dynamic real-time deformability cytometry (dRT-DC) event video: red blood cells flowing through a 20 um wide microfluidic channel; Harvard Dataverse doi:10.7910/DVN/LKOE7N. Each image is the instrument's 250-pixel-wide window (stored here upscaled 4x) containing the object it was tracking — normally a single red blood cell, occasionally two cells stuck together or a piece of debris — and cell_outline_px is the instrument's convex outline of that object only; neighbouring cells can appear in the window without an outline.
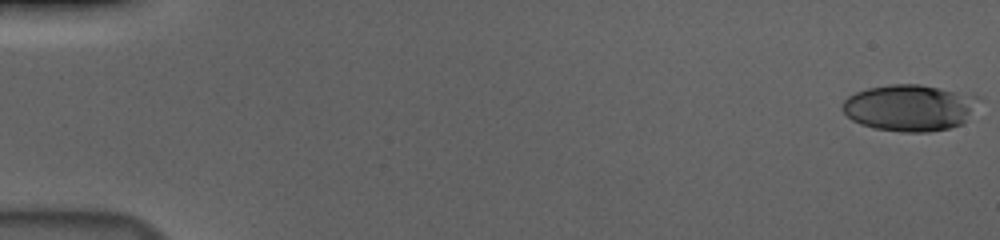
{"species": "human", "species_latin": "Homo sapiens", "temperature_condition": "cold", "stored_images_in_passage": 57, "camera_frame_rate_fps": 3000, "um_per_image_px": 0.085, "donor": {"sex": "male"}, "frame": {"image": 1, "passage_image": 1, "time_ms": 0.0, "image_size_px": [1000, 240], "cell_outline_px": [[984, 96], [964, 120], [960, 124], [948, 128], [928, 132], [904, 132], [876, 128], [860, 124], [852, 120], [840, 108], [844, 100], [848, 96], [856, 92], [868, 88], [892, 84], [920, 84]], "centroid_in_image_um": [77.32, 9.14], "position_along_channel_um": 7.7, "area_um2": 36.93}}
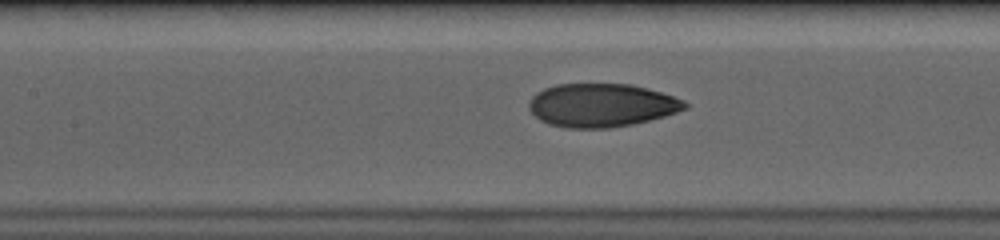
{"frame": {"image": 2, "passage_image": 27, "time_ms": 8.667, "image_size_px": [1000, 240], "cell_outline_px": [[688, 108], [664, 116], [632, 124], [608, 128], [564, 128], [548, 124], [540, 120], [528, 108], [528, 100], [536, 92], [544, 88], [556, 84], [628, 84], [648, 88], [684, 100], [688, 104]], "centroid_in_image_um": [51.09, 8.94], "position_along_channel_um": 156.3, "area_um2": 39.48}}
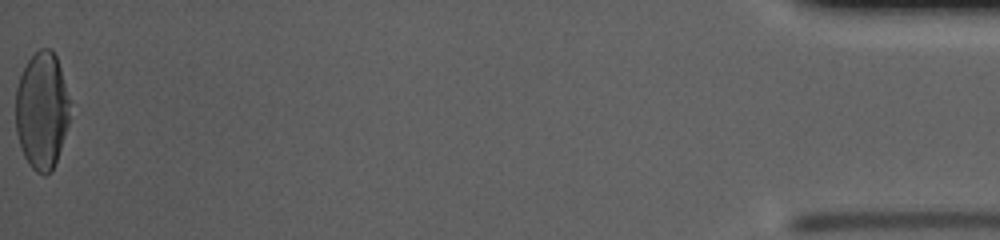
{"frame": {"image": 3, "passage_image": 57, "time_ms": 18.667, "image_size_px": [1000, 240], "cell_outline_px": [[68, 124], [52, 172], [44, 176], [36, 172], [28, 164], [20, 148], [16, 132], [16, 88], [20, 76], [28, 60], [40, 48], [48, 48], [56, 56], [60, 68], [68, 100]], "centroid_in_image_um": [3.52, 9.44], "position_along_channel_um": 431.7, "area_um2": 36.59}, "authors_computed_cell_mechanics": {"area_um2": 38.4948, "velocity_mm_per_s": 3.7027, "shape_relaxation_time_tau1_ms": 6.9478, "shape_relaxation_time_tau2_ms": 0.9301, "deformation_change_tau1": 0.2409, "deformation_change_tau2": 0.0573}}